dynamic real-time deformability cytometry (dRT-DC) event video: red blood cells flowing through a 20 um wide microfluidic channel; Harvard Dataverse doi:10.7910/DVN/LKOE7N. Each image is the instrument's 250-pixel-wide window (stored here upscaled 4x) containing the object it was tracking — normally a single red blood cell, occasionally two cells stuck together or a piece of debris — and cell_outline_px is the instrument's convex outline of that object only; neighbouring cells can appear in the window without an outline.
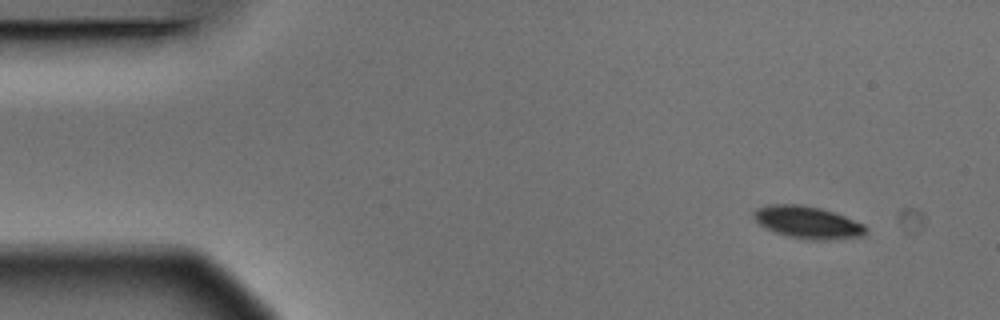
{"species": "Egyptian fruit bat (a non-hibernating species)", "species_latin": "Rousettus aegyptiacus", "temperature_condition": "warm", "stored_images_in_passage": 5, "camera_frame_rate_fps": 3000, "um_per_image_px": 0.085, "animal": {"sex": "male"}, "frame": {"image": 1, "passage_image": 2, "time_ms": 0.333, "image_size_px": [1000, 320], "cell_outline_px": [[868, 228], [864, 236], [824, 240], [808, 240], [784, 236], [764, 228], [752, 216], [752, 212], [756, 208], [772, 204], [800, 204], [820, 208], [844, 216], [864, 224]], "centroid_in_image_um": [68.62, 18.91], "position_along_channel_um": 16.4, "area_um2": 21.27}}
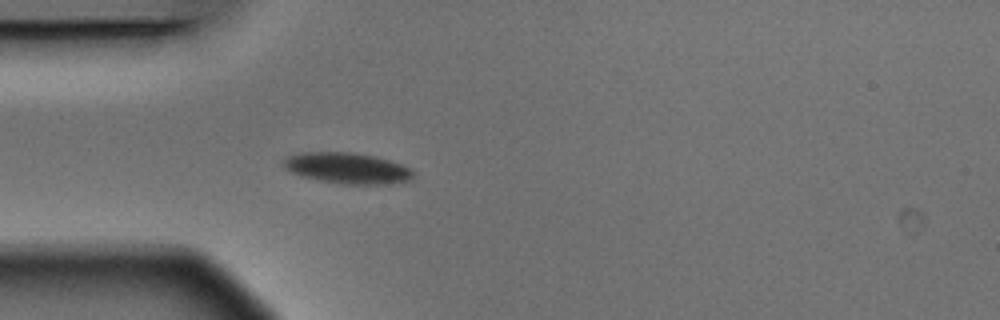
{"frame": {"image": 2, "passage_image": 5, "time_ms": 1.333, "image_size_px": [1000, 320], "cell_outline_px": [[412, 180], [392, 184], [344, 184], [320, 180], [300, 176], [284, 168], [280, 160], [288, 156], [300, 152], [352, 152], [376, 156], [412, 168]], "centroid_in_image_um": [29.5, 14.29], "position_along_channel_um": 55.5, "area_um2": 23.58}}